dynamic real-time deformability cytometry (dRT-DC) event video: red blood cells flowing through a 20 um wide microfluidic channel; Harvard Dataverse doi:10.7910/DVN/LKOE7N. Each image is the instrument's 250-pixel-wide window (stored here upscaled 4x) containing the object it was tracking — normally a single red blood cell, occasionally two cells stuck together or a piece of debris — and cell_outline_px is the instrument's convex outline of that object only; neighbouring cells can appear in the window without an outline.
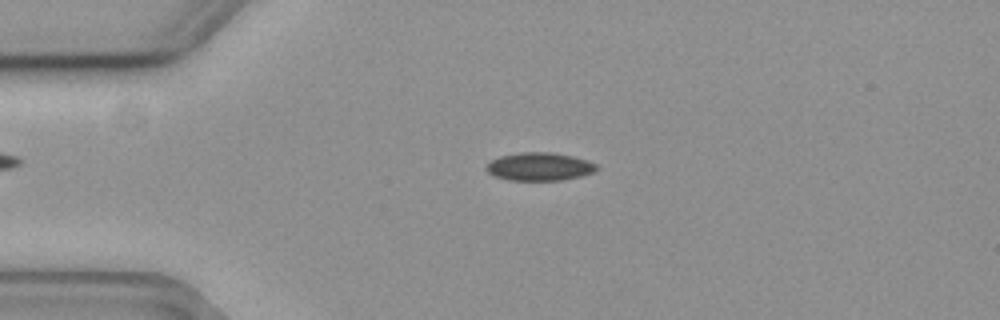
{"species": "common noctule bat (a hibernating species)", "species_latin": "Nyctalus noctula", "temperature_condition": "cold", "stored_images_in_passage": 48, "camera_frame_rate_fps": 3000, "um_per_image_px": 0.085, "animal": {"sex": "female", "body_mass_g": 19.3, "forearm_length_mm": 54.1}, "frame": {"image": 1, "passage_image": 5, "time_ms": 1.333, "image_size_px": [1000, 320], "cell_outline_px": [[600, 168], [596, 172], [580, 176], [560, 180], [508, 180], [492, 176], [484, 168], [492, 160], [500, 156], [524, 152], [548, 152], [572, 156], [588, 160], [596, 164]], "centroid_in_image_um": [45.87, 14.17], "position_along_channel_um": 39.1, "area_um2": 18.09}}
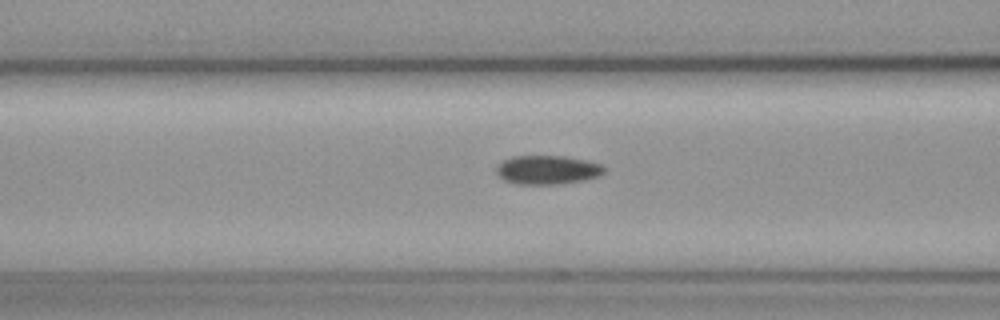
{"frame": {"image": 2, "passage_image": 14, "time_ms": 4.333, "image_size_px": [1000, 320], "cell_outline_px": [[604, 172], [600, 176], [584, 180], [556, 184], [516, 184], [504, 180], [496, 172], [496, 164], [512, 156], [564, 156], [588, 160], [600, 164], [604, 168]], "centroid_in_image_um": [46.52, 14.43], "position_along_channel_um": 120.1, "area_um2": 18.21}}
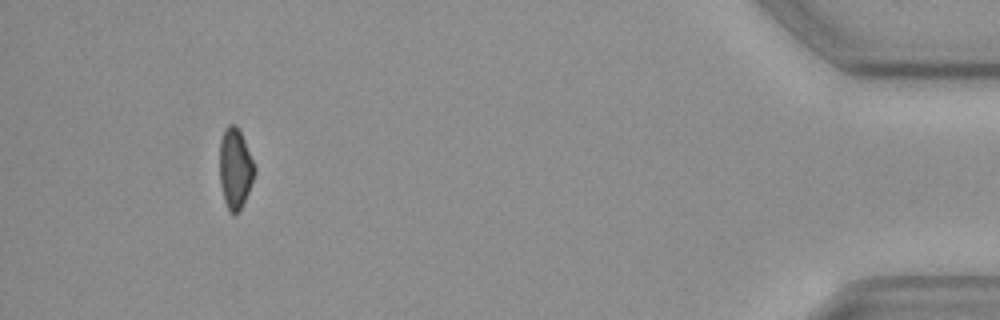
{"frame": {"image": 3, "passage_image": 44, "time_ms": 14.333, "image_size_px": [1000, 320], "cell_outline_px": [[256, 172], [248, 192], [240, 208], [232, 216], [228, 212], [224, 200], [220, 184], [220, 140], [224, 128], [228, 124], [236, 124], [244, 140], [256, 168]], "centroid_in_image_um": [19.98, 14.31], "position_along_channel_um": 415.2, "area_um2": 16.36}, "authors_computed_cell_mechanics": {"area_um2": 17.9758, "velocity_mm_per_s": 3.6813, "shape_relaxation_time_tau1_ms": 4.5942, "shape_relaxation_time_tau2_ms": null, "deformation_change_tau1": 0.0881, "deformation_change_tau2": null}}